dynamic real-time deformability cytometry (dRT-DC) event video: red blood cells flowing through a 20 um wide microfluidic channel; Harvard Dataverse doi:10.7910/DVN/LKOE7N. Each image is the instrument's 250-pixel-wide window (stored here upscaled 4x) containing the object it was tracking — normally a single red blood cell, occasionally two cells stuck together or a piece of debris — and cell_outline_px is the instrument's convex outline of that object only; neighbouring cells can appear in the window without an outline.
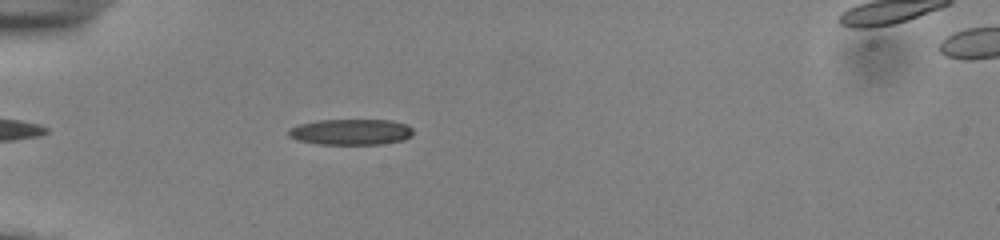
{"species": "common noctule bat (a hibernating species)", "species_latin": "Nyctalus noctula", "temperature_condition": "cold", "stored_images_in_passage": 36, "camera_frame_rate_fps": 3000, "um_per_image_px": 0.085, "animal": {"sex": "male", "body_mass_g": 13.0, "forearm_length_mm": 53.1}, "frame": {"image": 1, "passage_image": 2, "time_ms": 0.333, "image_size_px": [1000, 240], "cell_outline_px": [[412, 136], [404, 140], [380, 144], [320, 144], [296, 140], [288, 136], [288, 128], [300, 124], [320, 120], [392, 120], [404, 124], [412, 128]], "centroid_in_image_um": [29.81, 11.22], "position_along_channel_um": 55.2, "area_um2": 18.79}}
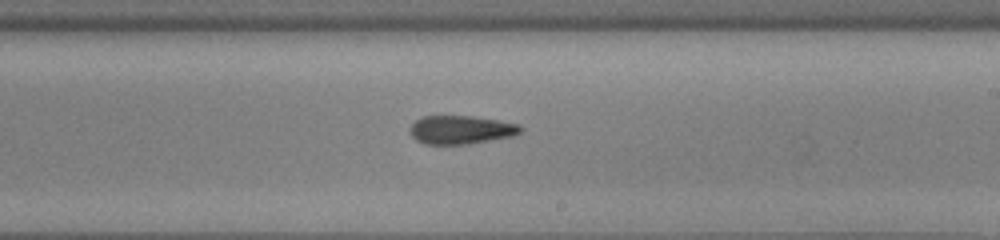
{"frame": {"image": 2, "passage_image": 18, "time_ms": 5.667, "image_size_px": [1000, 240], "cell_outline_px": [[524, 128], [520, 132], [512, 136], [468, 144], [424, 144], [416, 140], [412, 136], [412, 124], [416, 120], [424, 116], [472, 116], [520, 124]], "centroid_in_image_um": [39.21, 11.03], "position_along_channel_um": 249.8, "area_um2": 18.15}}
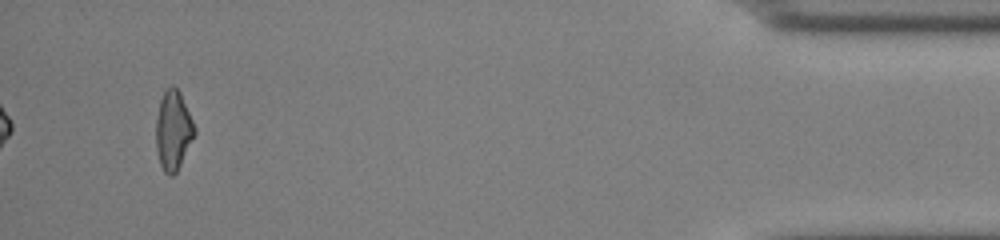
{"frame": {"image": 3, "passage_image": 36, "time_ms": 11.667, "image_size_px": [1000, 240], "cell_outline_px": [[196, 132], [176, 172], [172, 176], [168, 176], [164, 172], [160, 164], [156, 148], [156, 116], [160, 100], [164, 92], [172, 84], [180, 92], [196, 128]], "centroid_in_image_um": [14.71, 11.08], "position_along_channel_um": 420.5, "area_um2": 17.69}, "authors_computed_cell_mechanics": {"area_um2": 18.4382, "velocity_mm_per_s": 3.9322, "shape_relaxation_time_tau1_ms": null, "shape_relaxation_time_tau2_ms": 3.6715, "deformation_change_tau1": null, "deformation_change_tau2": 0.1309}}